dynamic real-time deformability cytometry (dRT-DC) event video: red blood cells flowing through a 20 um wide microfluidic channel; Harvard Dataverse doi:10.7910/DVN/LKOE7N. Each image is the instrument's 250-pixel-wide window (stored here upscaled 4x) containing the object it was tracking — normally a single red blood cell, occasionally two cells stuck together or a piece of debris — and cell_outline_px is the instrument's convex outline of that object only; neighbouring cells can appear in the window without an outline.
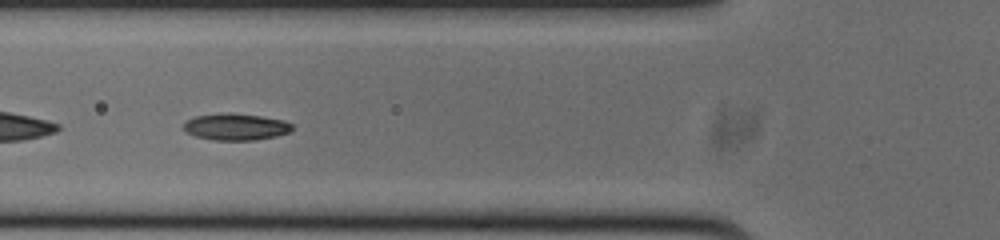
{"species": "common noctule bat (a hibernating species)", "species_latin": "Nyctalus noctula", "temperature_condition": "cold", "stored_images_in_passage": 42, "camera_frame_rate_fps": 3000, "um_per_image_px": 0.085, "animal": {"sex": "male", "body_mass_g": 20.0, "forearm_length_mm": 53.3}, "frame": {"image": 1, "passage_image": 7, "time_ms": 2.0, "image_size_px": [1000, 240], "cell_outline_px": [[292, 128], [288, 132], [276, 136], [252, 140], [212, 140], [196, 136], [188, 132], [184, 128], [184, 124], [188, 120], [196, 116], [228, 112], [232, 112], [260, 116], [284, 120], [292, 124]], "centroid_in_image_um": [20.06, 10.77], "position_along_channel_um": 105.7, "area_um2": 16.7}, "authors_computed_cell_mechanics": {"area_um2": 17.051, "velocity_mm_per_s": 3.7545, "shape_relaxation_time_tau1_ms": 2.7729, "shape_relaxation_time_tau2_ms": 4.2512, "deformation_change_tau1": 0.1248, "deformation_change_tau2": 0.0906}}